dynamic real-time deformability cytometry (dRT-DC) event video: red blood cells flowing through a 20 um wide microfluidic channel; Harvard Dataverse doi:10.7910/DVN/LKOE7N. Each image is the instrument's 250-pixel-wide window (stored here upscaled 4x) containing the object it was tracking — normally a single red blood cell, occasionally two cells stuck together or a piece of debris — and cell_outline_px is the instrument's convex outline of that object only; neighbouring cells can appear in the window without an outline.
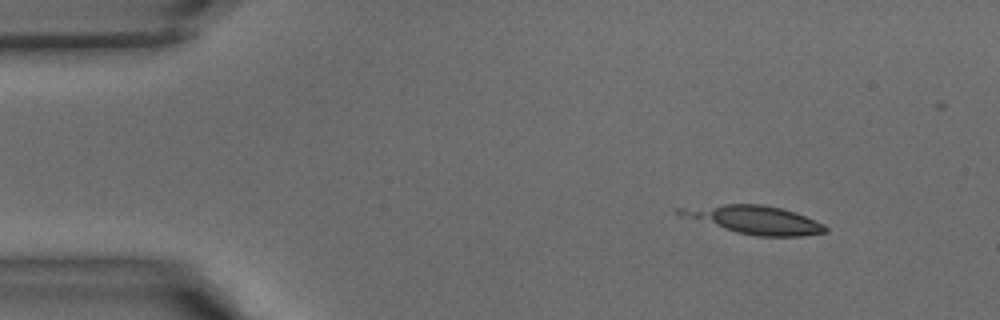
{"species": "common noctule bat (a hibernating species)", "species_latin": "Nyctalus noctula", "temperature_condition": "warm", "stored_images_in_passage": 3, "camera_frame_rate_fps": 3000, "um_per_image_px": 0.085, "animal": {"sex": "male", "body_mass_g": 15.6}, "frame": {"image": 1, "passage_image": 1, "time_ms": 0.0, "image_size_px": [1000, 320], "cell_outline_px": [[828, 232], [800, 236], [756, 236], [736, 232], [680, 216], [676, 212], [676, 208], [724, 204], [764, 204], [796, 212], [824, 224], [828, 228]], "centroid_in_image_um": [64.14, 18.67], "position_along_channel_um": 20.9, "area_um2": 23.87}}